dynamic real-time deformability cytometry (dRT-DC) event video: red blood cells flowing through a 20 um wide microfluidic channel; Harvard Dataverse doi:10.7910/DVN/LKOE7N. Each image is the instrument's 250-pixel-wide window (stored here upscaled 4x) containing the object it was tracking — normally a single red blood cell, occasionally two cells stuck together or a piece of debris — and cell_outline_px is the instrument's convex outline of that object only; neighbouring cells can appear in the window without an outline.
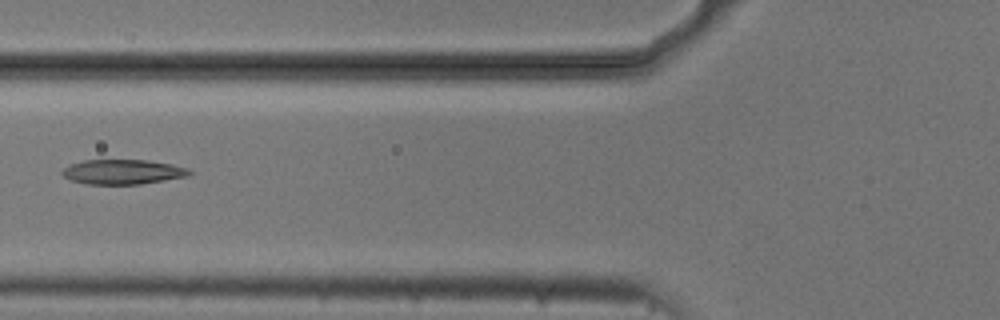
{"species": "common noctule bat (a hibernating species)", "species_latin": "Nyctalus noctula", "temperature_condition": "cold", "stored_images_in_passage": 5, "camera_frame_rate_fps": 3000, "um_per_image_px": 0.085, "animal": {"sex": "male", "body_mass_g": 20.5, "forearm_length_mm": 52.5}, "frame": {"image": 1, "passage_image": 5, "time_ms": 1.333, "image_size_px": [1000, 320], "cell_outline_px": [[192, 172], [188, 176], [140, 184], [88, 184], [72, 180], [64, 176], [60, 172], [68, 164], [84, 160], [148, 160], [172, 164], [188, 168]], "centroid_in_image_um": [10.43, 14.6], "position_along_channel_um": 115.4, "area_um2": 18.32}}